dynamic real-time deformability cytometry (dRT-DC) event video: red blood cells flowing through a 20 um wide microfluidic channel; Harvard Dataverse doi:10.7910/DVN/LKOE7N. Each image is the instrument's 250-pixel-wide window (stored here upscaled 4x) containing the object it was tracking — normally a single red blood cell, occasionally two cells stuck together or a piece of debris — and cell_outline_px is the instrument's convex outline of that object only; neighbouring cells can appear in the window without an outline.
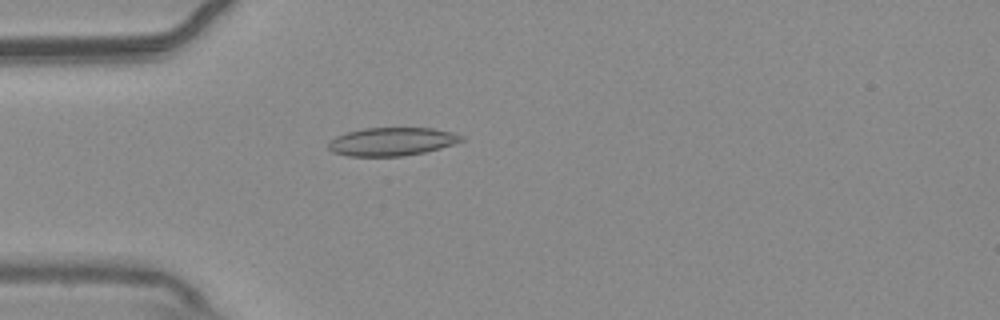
{"species": "common noctule bat (a hibernating species)", "species_latin": "Nyctalus noctula", "temperature_condition": "warm", "stored_images_in_passage": 50, "camera_frame_rate_fps": 3000, "um_per_image_px": 0.085, "animal": {"sex": "male", "body_mass_g": 20.4}, "frame": {"image": 1, "passage_image": 11, "time_ms": 3.333, "image_size_px": [1000, 320], "cell_outline_px": [[464, 140], [440, 148], [424, 152], [404, 156], [348, 156], [332, 152], [328, 148], [328, 144], [336, 136], [348, 132], [364, 128], [432, 128], [452, 132], [464, 136]], "centroid_in_image_um": [33.31, 12.04], "position_along_channel_um": 51.7, "area_um2": 21.79}}
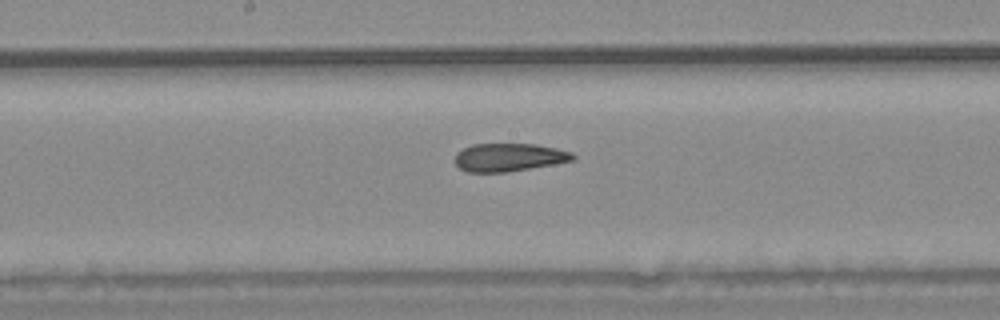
{"frame": {"image": 2, "passage_image": 24, "time_ms": 7.667, "image_size_px": [1000, 320], "cell_outline_px": [[576, 160], [504, 172], [468, 172], [460, 168], [456, 164], [456, 152], [472, 144], [536, 144], [556, 148], [572, 152], [576, 156]], "centroid_in_image_um": [43.28, 13.36], "position_along_channel_um": 204.9, "area_um2": 19.13}}
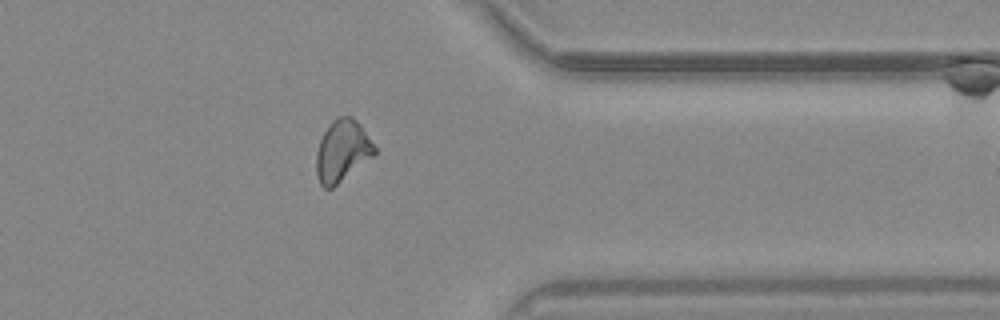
{"frame": {"image": 3, "passage_image": 39, "time_ms": 12.667, "image_size_px": [1000, 320], "cell_outline_px": [[376, 152], [372, 156], [332, 188], [324, 188], [320, 184], [316, 176], [316, 152], [320, 140], [328, 124], [336, 116], [352, 116], [360, 124], [376, 148]], "centroid_in_image_um": [29.06, 12.8], "position_along_channel_um": 382.3, "area_um2": 20.75}, "authors_computed_cell_mechanics": {"area_um2": 20.7213, "velocity_mm_per_s": 3.7333, "shape_relaxation_time_tau1_ms": null, "shape_relaxation_time_tau2_ms": 2.7658, "deformation_change_tau1": null, "deformation_change_tau2": 0.0905}}